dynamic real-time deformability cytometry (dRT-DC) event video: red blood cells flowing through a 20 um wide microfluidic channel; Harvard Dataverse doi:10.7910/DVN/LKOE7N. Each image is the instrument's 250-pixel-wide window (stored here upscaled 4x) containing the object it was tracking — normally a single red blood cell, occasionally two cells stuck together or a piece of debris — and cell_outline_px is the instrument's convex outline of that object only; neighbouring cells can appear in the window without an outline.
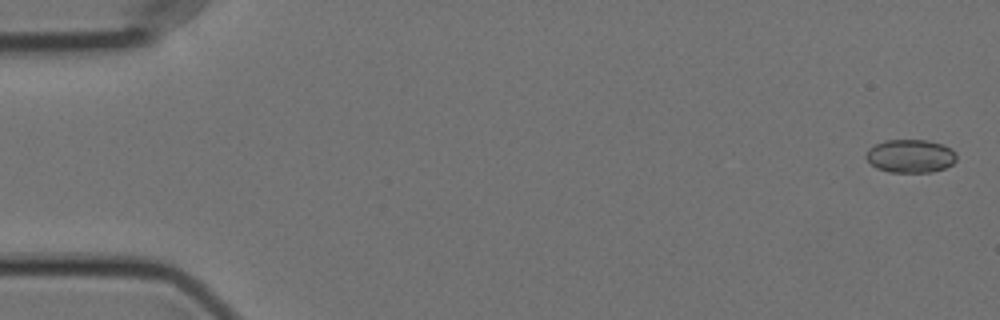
{"species": "Egyptian fruit bat (a non-hibernating species)", "species_latin": "Rousettus aegyptiacus", "temperature_condition": "cold", "stored_images_in_passage": 58, "camera_frame_rate_fps": 3000, "um_per_image_px": 0.085, "animal": {"sex": "female"}, "frame": {"image": 1, "passage_image": 2, "time_ms": 0.333, "image_size_px": [1000, 320], "cell_outline_px": [[956, 160], [952, 164], [944, 168], [932, 172], [888, 172], [876, 168], [864, 156], [868, 148], [884, 140], [928, 140], [952, 148], [956, 152]], "centroid_in_image_um": [77.38, 13.26], "position_along_channel_um": 7.6, "area_um2": 17.63}}
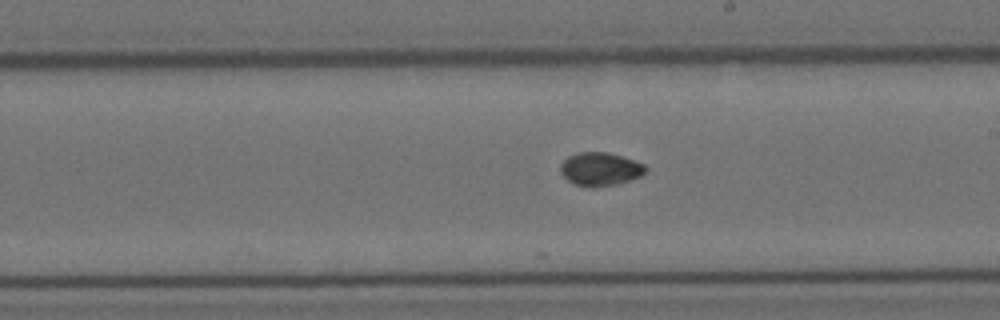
{"frame": {"image": 2, "passage_image": 33, "time_ms": 10.667, "image_size_px": [1000, 320], "cell_outline_px": [[648, 168], [640, 176], [616, 184], [572, 184], [560, 172], [560, 164], [568, 156], [580, 152], [608, 152], [644, 164]], "centroid_in_image_um": [51.0, 14.32], "position_along_channel_um": 238.0, "area_um2": 15.84}}
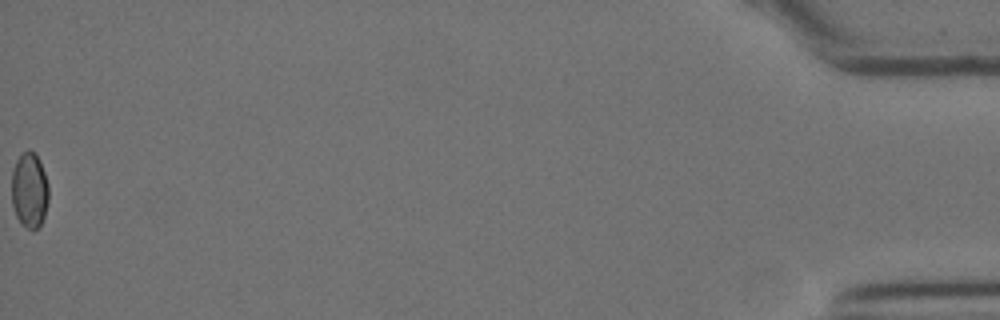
{"frame": {"image": 3, "passage_image": 58, "time_ms": 19.0, "image_size_px": [1000, 320], "cell_outline_px": [[48, 200], [44, 216], [40, 224], [32, 232], [20, 224], [16, 216], [12, 204], [12, 172], [16, 160], [28, 148], [36, 152], [40, 160], [48, 184]], "centroid_in_image_um": [2.5, 16.16], "position_along_channel_um": 432.7, "area_um2": 16.47}}